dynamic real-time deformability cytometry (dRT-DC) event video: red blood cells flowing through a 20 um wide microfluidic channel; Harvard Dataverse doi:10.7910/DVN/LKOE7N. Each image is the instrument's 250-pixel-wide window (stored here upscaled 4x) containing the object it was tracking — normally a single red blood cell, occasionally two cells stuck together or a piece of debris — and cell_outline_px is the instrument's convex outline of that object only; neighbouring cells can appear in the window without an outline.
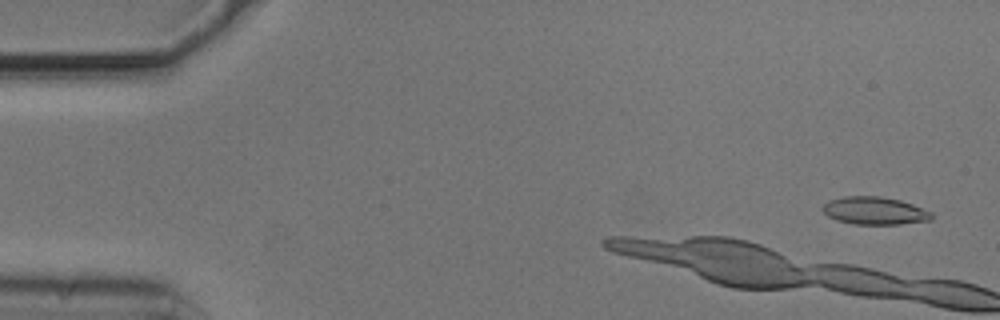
{"species": "common noctule bat (a hibernating species)", "species_latin": "Nyctalus noctula", "temperature_condition": "cold", "stored_images_in_passage": 8, "camera_frame_rate_fps": 3000, "um_per_image_px": 0.085, "animal": {"sex": "male", "body_mass_g": 20.5, "forearm_length_mm": 52.5}, "frame": {"image": 1, "passage_image": 3, "time_ms": 0.667, "image_size_px": [1000, 320], "cell_outline_px": [[932, 220], [900, 224], [852, 224], [836, 220], [828, 216], [820, 208], [828, 200], [844, 196], [880, 196], [900, 200], [912, 204], [932, 212]], "centroid_in_image_um": [74.32, 17.91], "position_along_channel_um": 10.7, "area_um2": 17.69}}